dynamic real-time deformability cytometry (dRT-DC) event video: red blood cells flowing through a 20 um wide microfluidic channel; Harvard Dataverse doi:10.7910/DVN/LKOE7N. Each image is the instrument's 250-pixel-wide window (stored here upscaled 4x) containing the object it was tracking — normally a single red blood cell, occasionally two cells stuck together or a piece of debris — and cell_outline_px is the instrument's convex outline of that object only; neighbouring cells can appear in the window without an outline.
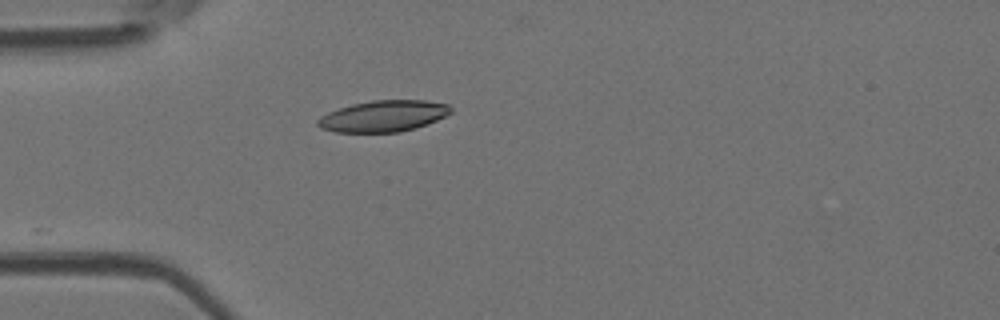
{"species": "Egyptian fruit bat (a non-hibernating species)", "species_latin": "Rousettus aegyptiacus", "temperature_condition": "room temperature", "stored_images_in_passage": 6, "camera_frame_rate_fps": 3000, "um_per_image_px": 0.085, "animal": {"sex": "female"}, "frame": {"image": 1, "passage_image": 1, "time_ms": 0.0, "image_size_px": [1000, 320], "cell_outline_px": [[452, 112], [436, 120], [416, 128], [400, 132], [336, 132], [320, 128], [316, 124], [316, 120], [320, 116], [328, 112], [352, 104], [372, 100], [424, 100], [448, 104], [452, 108]], "centroid_in_image_um": [32.57, 9.87], "position_along_channel_um": 52.4, "area_um2": 24.28}}
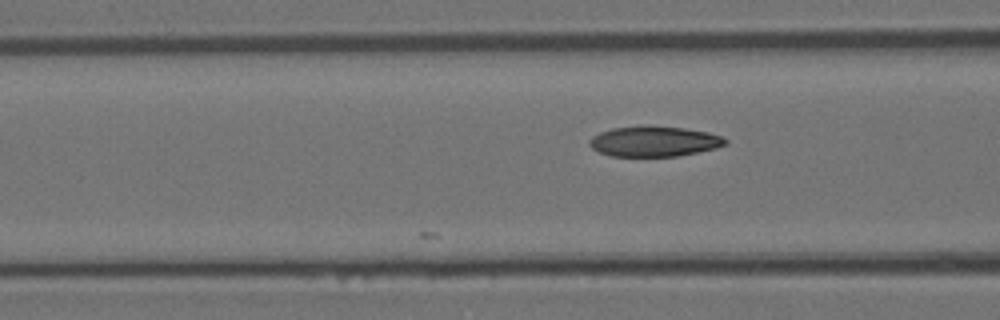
{"frame": {"image": 2, "passage_image": 6, "time_ms": 1.667, "image_size_px": [1000, 320], "cell_outline_px": [[728, 144], [716, 148], [676, 156], [612, 156], [600, 152], [592, 148], [588, 144], [588, 140], [592, 136], [600, 132], [612, 128], [648, 124], [684, 128], [708, 132], [720, 136], [728, 140]], "centroid_in_image_um": [55.58, 11.99], "position_along_channel_um": 111.0, "area_um2": 24.28}}